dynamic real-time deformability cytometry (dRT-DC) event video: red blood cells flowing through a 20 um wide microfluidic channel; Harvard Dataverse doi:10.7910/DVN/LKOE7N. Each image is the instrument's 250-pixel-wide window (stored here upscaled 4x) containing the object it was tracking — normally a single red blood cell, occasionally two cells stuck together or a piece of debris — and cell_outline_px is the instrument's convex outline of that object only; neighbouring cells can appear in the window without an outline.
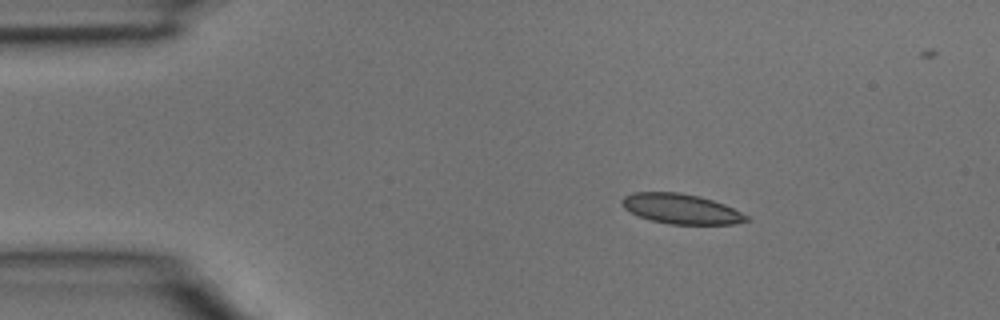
{"species": "common noctule bat (a hibernating species)", "species_latin": "Nyctalus noctula", "temperature_condition": "room temperature", "stored_images_in_passage": 3, "camera_frame_rate_fps": 3000, "um_per_image_px": 0.085, "animal": {"sex": "male", "body_mass_g": 15.6}, "frame": {"image": 1, "passage_image": 1, "time_ms": 0.0, "image_size_px": [1000, 320], "cell_outline_px": [[752, 220], [732, 224], [668, 224], [652, 220], [640, 216], [624, 208], [620, 204], [620, 200], [624, 196], [632, 192], [680, 192], [700, 196], [724, 204], [748, 216]], "centroid_in_image_um": [57.88, 17.74], "position_along_channel_um": 27.1, "area_um2": 21.73}}
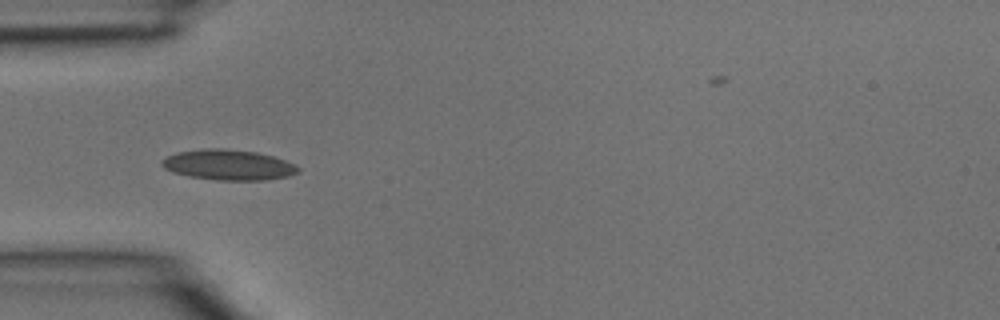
{"frame": {"image": 2, "passage_image": 2, "time_ms": 0.333, "image_size_px": [1000, 320], "cell_outline_px": [[300, 172], [288, 176], [268, 180], [216, 180], [188, 176], [172, 172], [164, 168], [160, 164], [160, 160], [176, 152], [204, 148], [224, 148], [256, 152], [272, 156], [284, 160], [300, 168]], "centroid_in_image_um": [19.38, 14.01], "position_along_channel_um": 65.6, "area_um2": 24.28}}